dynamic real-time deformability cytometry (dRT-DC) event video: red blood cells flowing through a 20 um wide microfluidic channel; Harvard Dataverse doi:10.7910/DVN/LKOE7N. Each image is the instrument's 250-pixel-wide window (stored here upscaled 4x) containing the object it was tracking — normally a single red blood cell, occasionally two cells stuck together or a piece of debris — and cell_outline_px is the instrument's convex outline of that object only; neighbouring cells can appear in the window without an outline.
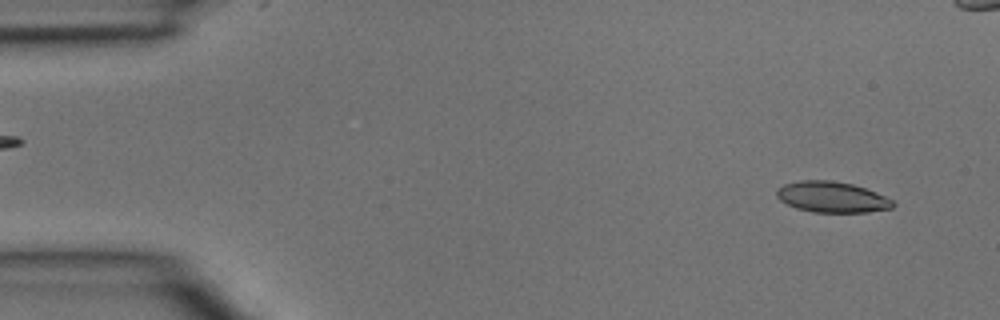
{"species": "common noctule bat (a hibernating species)", "species_latin": "Nyctalus noctula", "temperature_condition": "room temperature", "stored_images_in_passage": 2, "segment_of_instrument_passage": [2, 2], "camera_frame_rate_fps": 3000, "um_per_image_px": 0.085, "animal": {"sex": "male", "body_mass_g": 15.6}, "frame": {"image": 1, "passage_image": 2, "time_ms": 0.333, "image_size_px": [1000, 320], "cell_outline_px": [[896, 204], [892, 208], [868, 212], [812, 212], [796, 208], [780, 200], [776, 196], [776, 188], [784, 184], [800, 180], [832, 180], [852, 184], [876, 192], [892, 200]], "centroid_in_image_um": [70.69, 16.74], "position_along_channel_um": 14.3, "area_um2": 20.92}}